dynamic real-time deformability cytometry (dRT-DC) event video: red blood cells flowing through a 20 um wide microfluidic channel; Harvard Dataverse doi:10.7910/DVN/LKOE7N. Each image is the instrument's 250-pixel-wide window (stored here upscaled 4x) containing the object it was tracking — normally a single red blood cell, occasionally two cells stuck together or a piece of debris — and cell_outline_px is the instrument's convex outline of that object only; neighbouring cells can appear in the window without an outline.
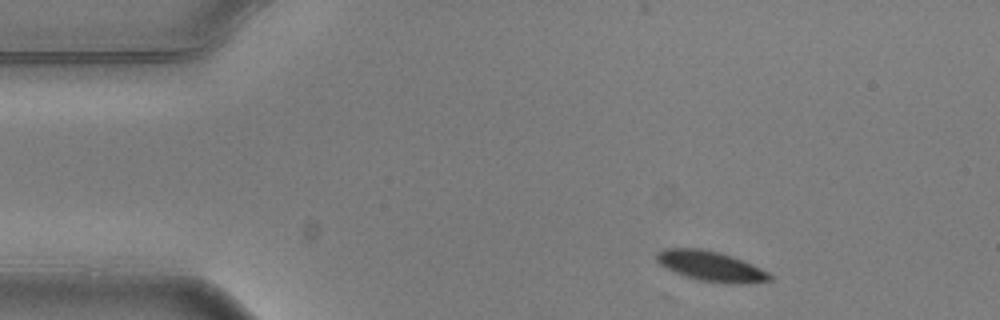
{"species": "common noctule bat (a hibernating species)", "species_latin": "Nyctalus noctula", "temperature_condition": "warm", "stored_images_in_passage": 5, "camera_frame_rate_fps": 3000, "um_per_image_px": 0.085, "animal": {"sex": "male", "body_mass_g": 20.5, "forearm_length_mm": 52.5}, "frame": {"image": 1, "passage_image": 1, "time_ms": 0.0, "image_size_px": [1000, 320], "cell_outline_px": [[772, 280], [744, 284], [728, 284], [696, 280], [676, 272], [660, 264], [656, 260], [656, 252], [664, 248], [700, 248], [732, 256], [752, 264], [768, 272], [772, 276]], "centroid_in_image_um": [60.43, 22.63], "position_along_channel_um": 24.6, "area_um2": 19.83}}